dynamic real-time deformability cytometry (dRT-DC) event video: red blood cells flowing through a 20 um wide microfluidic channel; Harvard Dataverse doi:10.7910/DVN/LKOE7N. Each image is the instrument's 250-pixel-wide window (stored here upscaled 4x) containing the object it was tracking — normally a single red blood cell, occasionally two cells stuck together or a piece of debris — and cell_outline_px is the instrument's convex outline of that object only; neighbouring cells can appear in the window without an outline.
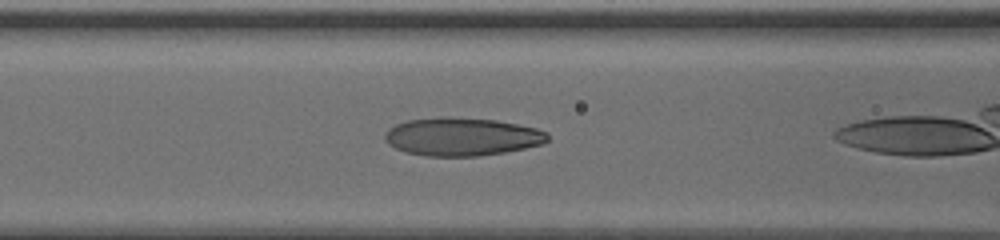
{"species": "human", "species_latin": "Homo sapiens", "temperature_condition": "cold", "stored_images_in_passage": 15, "camera_frame_rate_fps": 3000, "um_per_image_px": 0.085, "donor": {"sex": "male"}, "frame": {"image": 1, "passage_image": 5, "time_ms": 1.333, "image_size_px": [1000, 240], "cell_outline_px": [[548, 140], [544, 144], [504, 152], [480, 156], [424, 156], [404, 152], [388, 144], [384, 140], [384, 136], [388, 128], [396, 124], [408, 120], [440, 116], [444, 116], [496, 120], [536, 128], [548, 132]], "centroid_in_image_um": [39.24, 11.62], "position_along_channel_um": 127.4, "area_um2": 36.41}}
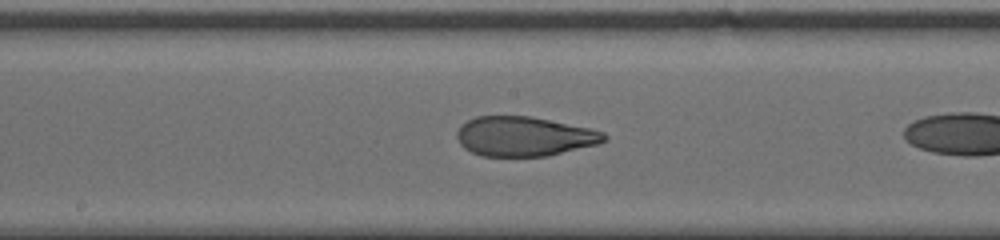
{"frame": {"image": 2, "passage_image": 11, "time_ms": 3.333, "image_size_px": [1000, 240], "cell_outline_px": [[608, 140], [596, 144], [548, 156], [480, 156], [464, 148], [460, 144], [456, 136], [456, 132], [460, 124], [476, 116], [528, 116], [592, 128], [604, 132], [608, 136]], "centroid_in_image_um": [44.54, 11.59], "position_along_channel_um": 203.7, "area_um2": 34.1}}